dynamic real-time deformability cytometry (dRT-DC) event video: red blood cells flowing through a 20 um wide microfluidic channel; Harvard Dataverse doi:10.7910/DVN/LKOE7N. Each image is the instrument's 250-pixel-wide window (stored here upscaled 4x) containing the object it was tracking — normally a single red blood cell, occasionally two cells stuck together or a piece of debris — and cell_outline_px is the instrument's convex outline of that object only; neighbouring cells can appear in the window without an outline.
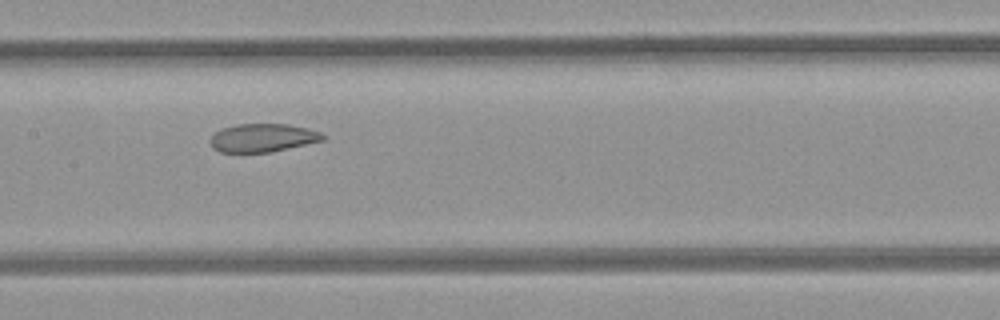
{"species": "common noctule bat (a hibernating species)", "species_latin": "Nyctalus noctula", "temperature_condition": "room temperature", "stored_images_in_passage": 25, "camera_frame_rate_fps": 3000, "um_per_image_px": 0.085, "animal": {"sex": "female", "body_mass_g": 21.9}, "frame": {"image": 1, "passage_image": 22, "time_ms": 7.0, "image_size_px": [1000, 320], "cell_outline_px": [[328, 136], [324, 140], [268, 152], [220, 152], [212, 148], [208, 140], [220, 128], [236, 124], [288, 124], [308, 128], [320, 132]], "centroid_in_image_um": [22.31, 11.7], "position_along_channel_um": 185.1, "area_um2": 18.61}}
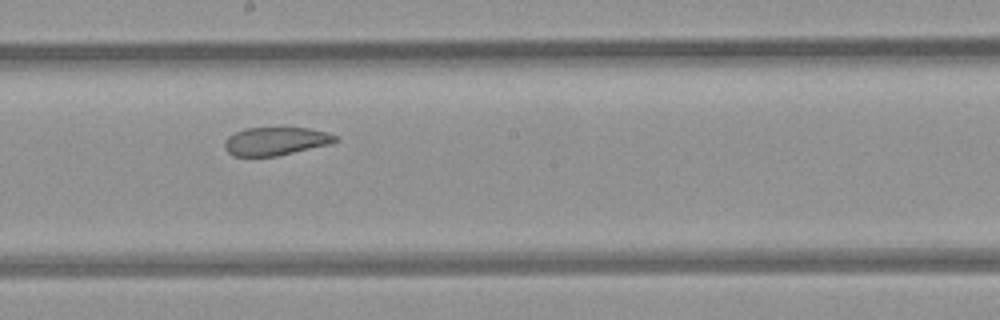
{"frame": {"image": 2, "passage_image": 25, "time_ms": 8.0, "image_size_px": [1000, 320], "cell_outline_px": [[340, 140], [332, 144], [276, 156], [232, 156], [224, 148], [224, 140], [228, 136], [244, 128], [308, 128], [328, 132], [336, 136]], "centroid_in_image_um": [23.44, 12.0], "position_along_channel_um": 224.8, "area_um2": 18.32}}